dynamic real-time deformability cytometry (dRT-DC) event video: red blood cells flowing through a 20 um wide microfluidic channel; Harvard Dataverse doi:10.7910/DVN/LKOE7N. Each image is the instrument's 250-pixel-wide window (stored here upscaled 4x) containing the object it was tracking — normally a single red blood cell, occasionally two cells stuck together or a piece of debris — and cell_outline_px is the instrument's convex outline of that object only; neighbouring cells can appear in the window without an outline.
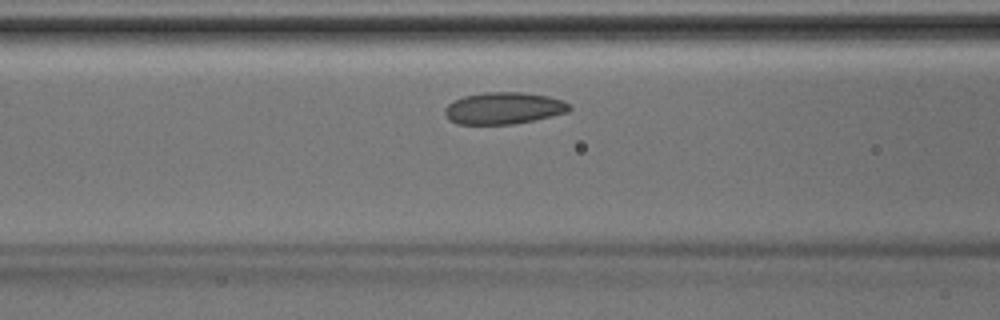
{"species": "Egyptian fruit bat (a non-hibernating species)", "species_latin": "Rousettus aegyptiacus", "temperature_condition": "room temperature", "stored_images_in_passage": 34, "camera_frame_rate_fps": 3000, "um_per_image_px": 0.085, "animal": {"sex": "male"}, "frame": {"image": 1, "passage_image": 8, "time_ms": 2.333, "image_size_px": [1000, 320], "cell_outline_px": [[572, 108], [568, 112], [552, 116], [512, 124], [456, 124], [448, 120], [444, 112], [444, 108], [448, 104], [464, 96], [484, 92], [520, 92], [548, 96], [560, 100], [568, 104]], "centroid_in_image_um": [42.78, 9.2], "position_along_channel_um": 123.8, "area_um2": 23.0}}
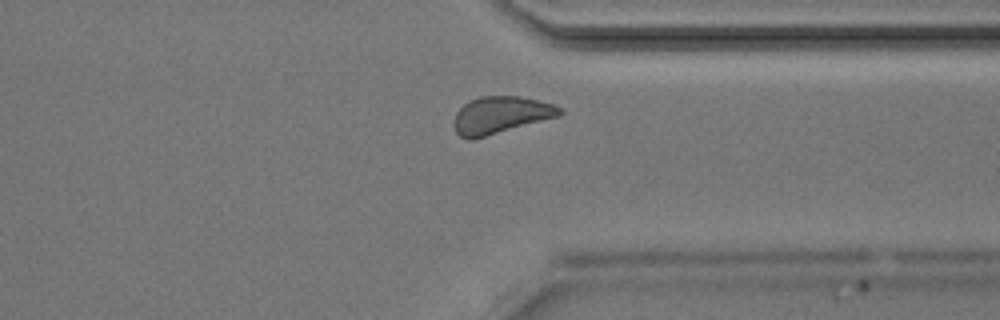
{"frame": {"image": 2, "passage_image": 24, "time_ms": 7.667, "image_size_px": [1000, 320], "cell_outline_px": [[564, 112], [560, 116], [472, 140], [468, 140], [460, 136], [456, 132], [452, 124], [456, 112], [464, 104], [480, 96], [520, 96], [552, 104], [564, 108]], "centroid_in_image_um": [42.55, 9.79], "position_along_channel_um": 368.8, "area_um2": 23.0}}
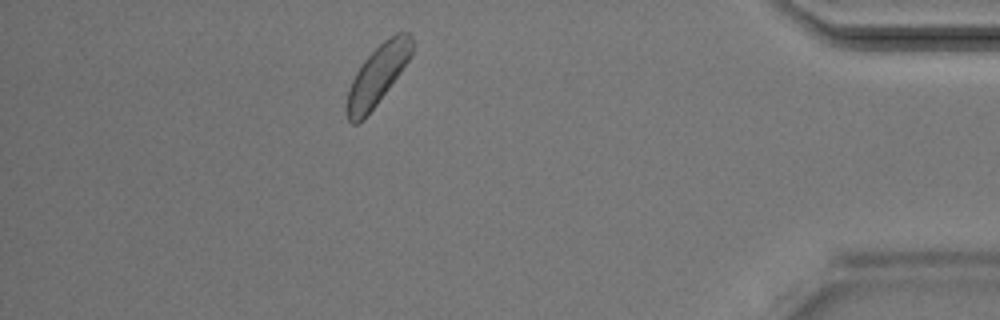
{"frame": {"image": 3, "passage_image": 29, "time_ms": 9.333, "image_size_px": [1000, 320], "cell_outline_px": [[412, 56], [376, 104], [356, 124], [352, 124], [348, 120], [344, 108], [344, 104], [348, 88], [356, 72], [364, 60], [384, 40], [396, 32], [408, 32], [412, 36]], "centroid_in_image_um": [32.06, 6.38], "position_along_channel_um": 403.1, "area_um2": 22.37}}